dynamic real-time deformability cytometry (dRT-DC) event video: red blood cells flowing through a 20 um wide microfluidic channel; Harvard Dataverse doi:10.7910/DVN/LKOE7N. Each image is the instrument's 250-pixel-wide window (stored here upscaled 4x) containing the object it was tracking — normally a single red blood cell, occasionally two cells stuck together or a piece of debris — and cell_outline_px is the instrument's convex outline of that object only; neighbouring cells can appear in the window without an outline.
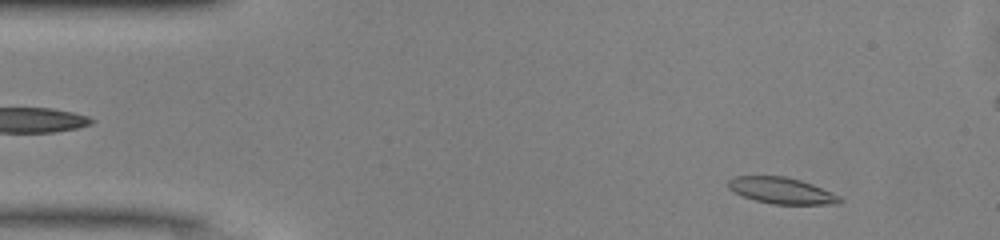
{"species": "common noctule bat (a hibernating species)", "species_latin": "Nyctalus noctula", "temperature_condition": "warm", "stored_images_in_passage": 50, "camera_frame_rate_fps": 3000, "um_per_image_px": 0.085, "animal": {"sex": "male", "body_mass_g": 13.0, "forearm_length_mm": 53.1}, "frame": {"image": 1, "passage_image": 5, "time_ms": 1.333, "image_size_px": [1000, 240], "cell_outline_px": [[844, 200], [840, 204], [772, 204], [756, 200], [744, 196], [728, 188], [728, 180], [736, 176], [784, 176], [800, 180], [812, 184], [840, 196]], "centroid_in_image_um": [66.46, 16.2], "position_along_channel_um": 18.5, "area_um2": 16.94}}
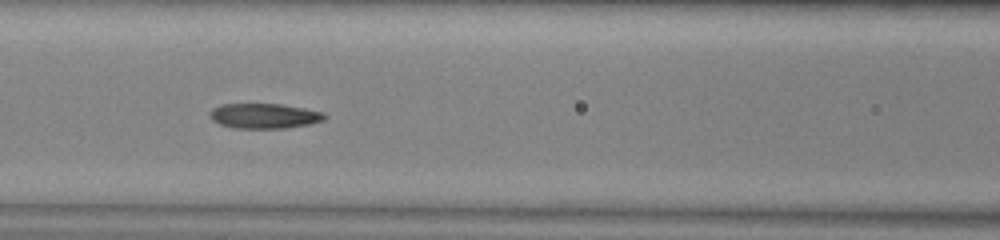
{"frame": {"image": 2, "passage_image": 20, "time_ms": 6.333, "image_size_px": [1000, 240], "cell_outline_px": [[328, 116], [324, 120], [308, 124], [284, 128], [232, 128], [220, 124], [212, 120], [208, 112], [212, 108], [220, 104], [280, 104], [304, 108], [324, 112]], "centroid_in_image_um": [22.44, 9.85], "position_along_channel_um": 144.2, "area_um2": 16.82}}
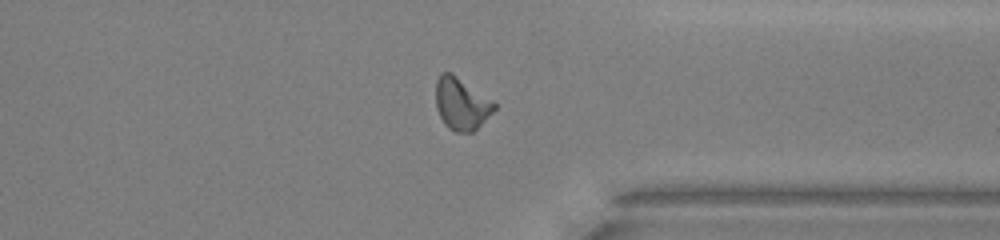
{"frame": {"image": 3, "passage_image": 37, "time_ms": 12.0, "image_size_px": [1000, 240], "cell_outline_px": [[496, 108], [472, 132], [456, 132], [448, 128], [444, 124], [436, 108], [436, 80], [440, 72], [452, 72], [492, 100], [496, 104]], "centroid_in_image_um": [39.19, 8.8], "position_along_channel_um": 372.2, "area_um2": 17.69}, "authors_computed_cell_mechanics": {"area_um2": 17.2533, "velocity_mm_per_s": 4.1231, "shape_relaxation_time_tau1_ms": 7.1604, "shape_relaxation_time_tau2_ms": 2.5654, "deformation_change_tau1": 0.1846, "deformation_change_tau2": 0.1024}}